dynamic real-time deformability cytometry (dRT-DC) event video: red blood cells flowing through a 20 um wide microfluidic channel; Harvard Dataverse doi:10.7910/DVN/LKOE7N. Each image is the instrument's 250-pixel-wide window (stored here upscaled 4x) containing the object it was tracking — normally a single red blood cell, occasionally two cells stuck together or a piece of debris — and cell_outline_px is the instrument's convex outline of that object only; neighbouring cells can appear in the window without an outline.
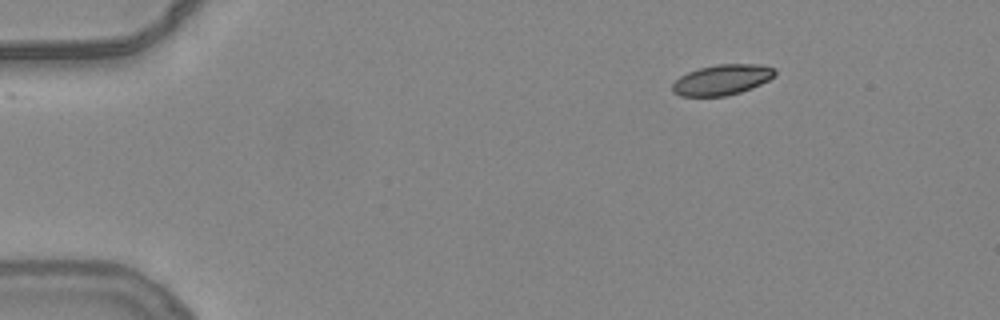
{"species": "common noctule bat (a hibernating species)", "species_latin": "Nyctalus noctula", "temperature_condition": "warm", "stored_images_in_passage": 47, "camera_frame_rate_fps": 3000, "um_per_image_px": 0.085, "animal": {"sex": "female", "body_mass_g": 24.6, "forearm_length_mm": 56.2}, "frame": {"image": 1, "passage_image": 1, "time_ms": 0.0, "image_size_px": [1000, 320], "cell_outline_px": [[776, 76], [752, 88], [740, 92], [724, 96], [680, 96], [672, 92], [672, 84], [680, 76], [688, 72], [700, 68], [716, 64], [756, 64], [776, 68]], "centroid_in_image_um": [61.38, 6.78], "position_along_channel_um": 23.6, "area_um2": 18.21}}
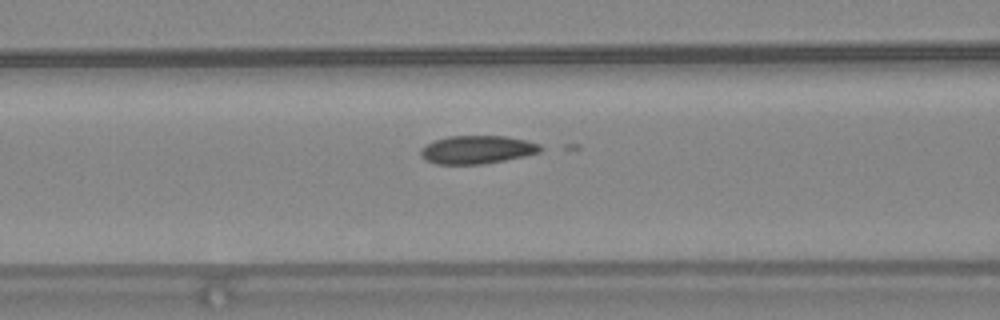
{"frame": {"image": 2, "passage_image": 16, "time_ms": 5.0, "image_size_px": [1000, 320], "cell_outline_px": [[548, 148], [540, 152], [524, 156], [484, 164], [436, 164], [424, 160], [420, 156], [420, 148], [436, 140], [448, 136], [508, 136], [540, 144]], "centroid_in_image_um": [40.58, 12.72], "position_along_channel_um": 126.0, "area_um2": 19.83}}
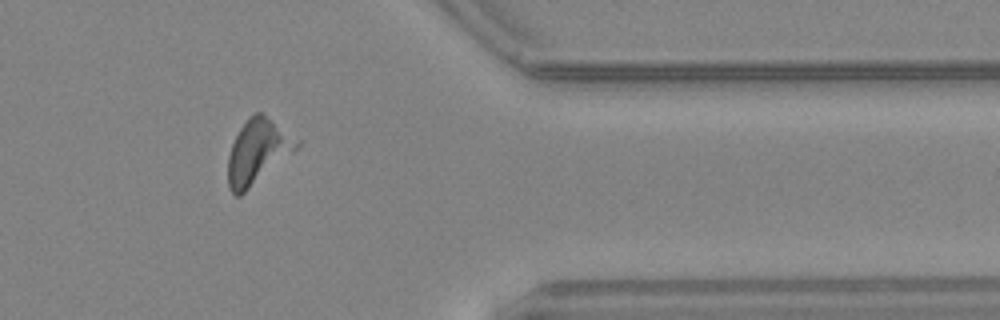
{"frame": {"image": 3, "passage_image": 38, "time_ms": 12.333, "image_size_px": [1000, 320], "cell_outline_px": [[300, 144], [292, 152], [240, 196], [236, 196], [232, 192], [228, 184], [228, 156], [232, 144], [240, 128], [248, 116], [256, 112], [260, 112], [300, 140]], "centroid_in_image_um": [21.87, 12.88], "position_along_channel_um": 389.5, "area_um2": 25.14}}